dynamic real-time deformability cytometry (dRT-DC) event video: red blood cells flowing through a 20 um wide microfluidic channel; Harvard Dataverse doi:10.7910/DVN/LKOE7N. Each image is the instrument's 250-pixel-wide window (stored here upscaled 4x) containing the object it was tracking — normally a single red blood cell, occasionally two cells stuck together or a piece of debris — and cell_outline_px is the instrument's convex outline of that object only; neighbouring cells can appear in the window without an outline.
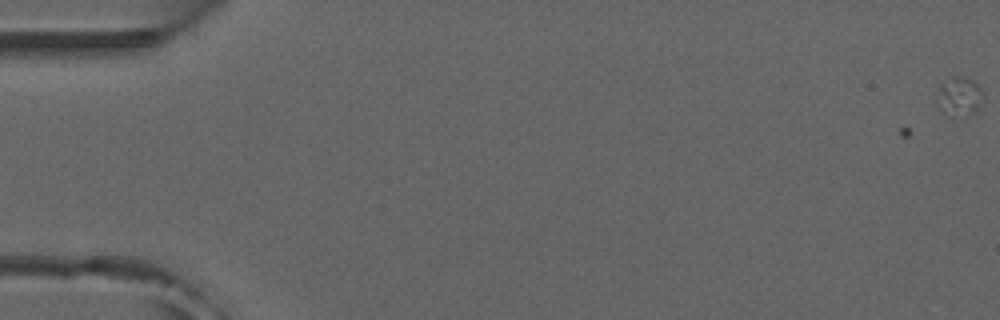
{"species": "common noctule bat (a hibernating species)", "species_latin": "Nyctalus noctula", "temperature_condition": "room temperature", "stored_images_in_passage": 6, "camera_frame_rate_fps": 3000, "um_per_image_px": 0.085, "animal": {"sex": "male", "forearm_length_mm": 52.5}, "frame": {"image": 1, "passage_image": 1, "time_ms": 0.0, "image_size_px": [1000, 320], "cell_outline_px": [[984, 96], [976, 108], [972, 112], [952, 116], [940, 112], [936, 104], [940, 88], [944, 80], [952, 76], [964, 76], [972, 80], [980, 88]], "centroid_in_image_um": [81.49, 8.17], "position_along_channel_um": 3.5, "area_um2": 10.23}}